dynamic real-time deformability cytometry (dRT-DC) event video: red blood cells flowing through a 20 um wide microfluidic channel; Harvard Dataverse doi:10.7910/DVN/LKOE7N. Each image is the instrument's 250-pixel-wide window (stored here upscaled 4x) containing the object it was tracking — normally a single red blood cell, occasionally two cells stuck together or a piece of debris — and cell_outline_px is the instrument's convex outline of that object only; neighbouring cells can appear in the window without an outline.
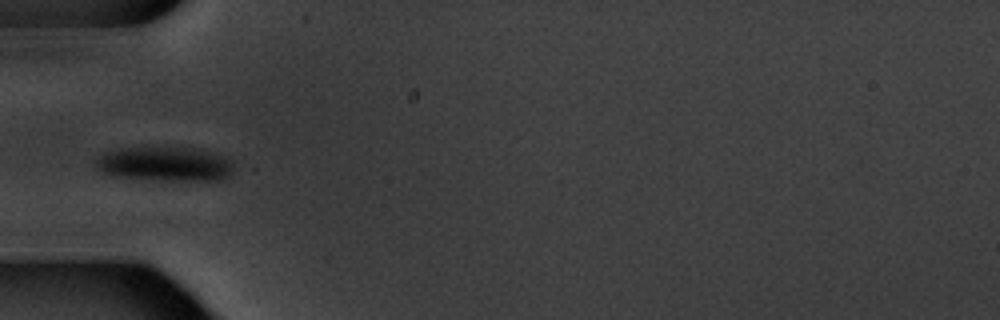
{"species": "common noctule bat (a hibernating species)", "species_latin": "Nyctalus noctula", "temperature_condition": "warm", "stored_images_in_passage": 11, "camera_frame_rate_fps": 3000, "um_per_image_px": 0.085, "animal": {"sex": "male", "body_mass_g": 20.1, "forearm_length_mm": 53.5}, "frame": {"image": 1, "passage_image": 4, "time_ms": 4.667, "image_size_px": [1000, 320], "cell_outline_px": [[232, 172], [220, 180], [164, 180], [108, 176], [100, 172], [92, 164], [92, 160], [100, 152], [120, 148], [192, 148], [220, 156], [228, 160], [232, 164]], "centroid_in_image_um": [13.82, 13.95], "position_along_channel_um": 71.2, "area_um2": 27.63}}